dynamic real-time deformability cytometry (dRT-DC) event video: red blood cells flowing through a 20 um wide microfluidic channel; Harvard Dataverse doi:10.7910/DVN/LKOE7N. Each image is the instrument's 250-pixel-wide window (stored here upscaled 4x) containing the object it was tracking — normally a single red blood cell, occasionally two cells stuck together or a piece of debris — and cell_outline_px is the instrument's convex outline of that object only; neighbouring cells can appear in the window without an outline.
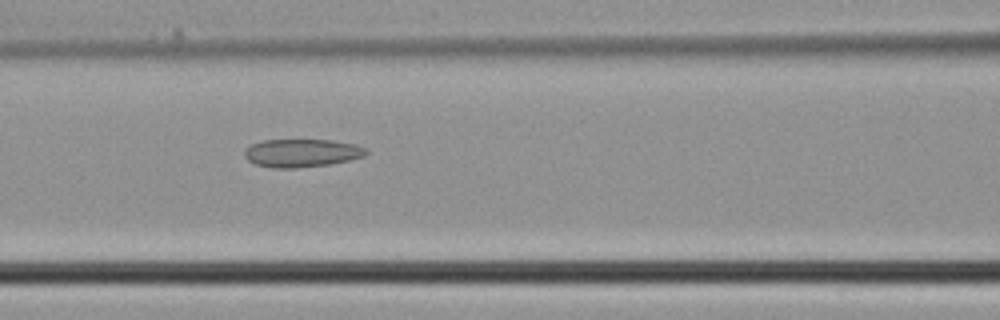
{"species": "common noctule bat (a hibernating species)", "species_latin": "Nyctalus noctula", "temperature_condition": "cold", "stored_images_in_passage": 5, "camera_frame_rate_fps": 3000, "um_per_image_px": 0.085, "animal": {"sex": "male", "body_mass_g": 21.5, "forearm_length_mm": 52.0}, "frame": {"image": 1, "passage_image": 5, "time_ms": 1.333, "image_size_px": [1000, 320], "cell_outline_px": [[368, 152], [364, 156], [332, 164], [296, 168], [272, 168], [256, 164], [248, 160], [244, 156], [244, 148], [252, 144], [264, 140], [332, 140], [356, 144], [368, 148]], "centroid_in_image_um": [25.66, 13.0], "position_along_channel_um": 140.9, "area_um2": 20.06}}